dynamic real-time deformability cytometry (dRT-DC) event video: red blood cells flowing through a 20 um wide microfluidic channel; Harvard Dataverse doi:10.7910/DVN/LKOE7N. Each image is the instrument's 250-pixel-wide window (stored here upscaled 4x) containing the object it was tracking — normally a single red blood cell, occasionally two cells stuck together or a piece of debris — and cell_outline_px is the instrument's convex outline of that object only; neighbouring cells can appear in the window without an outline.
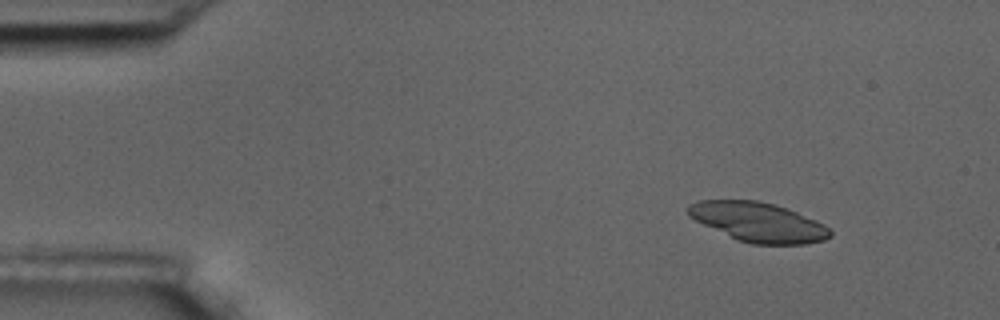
{"species": "common noctule bat (a hibernating species)", "species_latin": "Nyctalus noctula", "temperature_condition": "room temperature", "stored_images_in_passage": 5, "camera_frame_rate_fps": 3000, "um_per_image_px": 0.085, "animal": {"sex": "male", "body_mass_g": 17.5, "forearm_length_mm": 52.3}, "frame": {"image": 1, "passage_image": 1, "time_ms": 0.0, "image_size_px": [1000, 320], "cell_outline_px": [[832, 236], [824, 240], [804, 244], [752, 244], [736, 240], [688, 216], [688, 204], [700, 200], [756, 200], [776, 204], [816, 220], [824, 224], [832, 232]], "centroid_in_image_um": [64.46, 18.88], "position_along_channel_um": 20.5, "area_um2": 32.54}}